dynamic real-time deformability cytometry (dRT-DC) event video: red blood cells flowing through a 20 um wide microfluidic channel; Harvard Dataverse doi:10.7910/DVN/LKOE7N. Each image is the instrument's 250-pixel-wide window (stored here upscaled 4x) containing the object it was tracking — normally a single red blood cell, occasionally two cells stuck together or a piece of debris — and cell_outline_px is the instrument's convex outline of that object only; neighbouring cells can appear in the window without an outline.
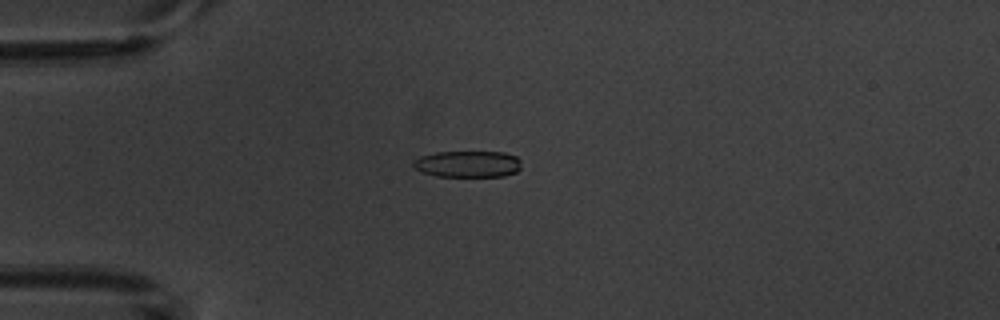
{"species": "common noctule bat (a hibernating species)", "species_latin": "Nyctalus noctula", "temperature_condition": "warm", "stored_images_in_passage": 8, "camera_frame_rate_fps": 3000, "um_per_image_px": 0.085, "animal": {"sex": "male", "body_mass_g": 20.1, "forearm_length_mm": 53.5}, "frame": {"image": 1, "passage_image": 3, "time_ms": 2.333, "image_size_px": [1000, 320], "cell_outline_px": [[520, 168], [516, 172], [504, 176], [436, 176], [420, 172], [412, 168], [412, 160], [420, 156], [436, 152], [504, 152], [516, 156], [520, 160]], "centroid_in_image_um": [39.71, 13.94], "position_along_channel_um": 45.3, "area_um2": 16.88}}
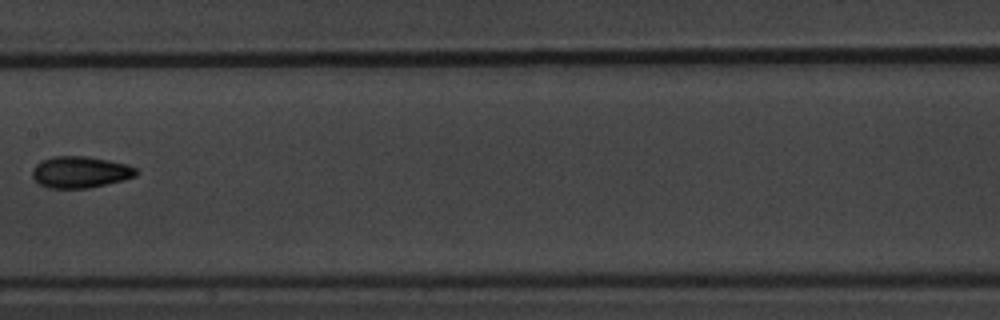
{"frame": {"image": 2, "passage_image": 7, "time_ms": 7.0, "image_size_px": [1000, 320], "cell_outline_px": [[136, 176], [124, 180], [88, 188], [48, 188], [40, 184], [32, 176], [32, 168], [40, 160], [52, 156], [88, 156], [128, 164], [136, 168]], "centroid_in_image_um": [6.8, 14.62], "position_along_channel_um": 200.6, "area_um2": 19.19}}
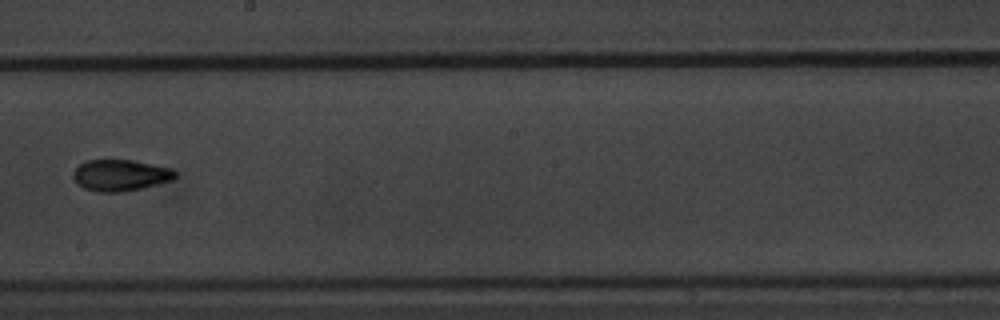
{"frame": {"image": 3, "passage_image": 8, "time_ms": 8.0, "image_size_px": [1000, 320], "cell_outline_px": [[176, 176], [172, 180], [140, 188], [120, 192], [96, 192], [84, 188], [76, 184], [72, 176], [72, 172], [80, 164], [88, 160], [132, 160], [172, 168], [176, 172]], "centroid_in_image_um": [10.2, 14.9], "position_along_channel_um": 238.0, "area_um2": 18.61}}